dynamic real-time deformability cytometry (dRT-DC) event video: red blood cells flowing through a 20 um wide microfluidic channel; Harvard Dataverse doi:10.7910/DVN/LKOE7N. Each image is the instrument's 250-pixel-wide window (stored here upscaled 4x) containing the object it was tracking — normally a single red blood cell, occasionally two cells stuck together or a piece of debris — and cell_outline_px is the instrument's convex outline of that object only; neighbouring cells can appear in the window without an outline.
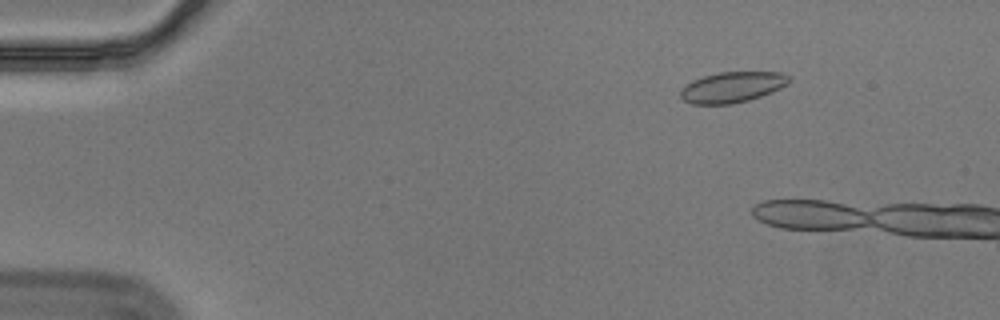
{"species": "Egyptian fruit bat (a non-hibernating species)", "species_latin": "Rousettus aegyptiacus", "temperature_condition": "cold", "stored_images_in_passage": 12, "camera_frame_rate_fps": 3000, "um_per_image_px": 0.085, "animal": {"sex": "male"}, "frame": {"image": 1, "passage_image": 9, "time_ms": 2.667, "image_size_px": [1000, 320], "cell_outline_px": [[792, 80], [788, 84], [772, 92], [748, 100], [732, 104], [692, 104], [684, 100], [680, 96], [680, 88], [684, 84], [692, 80], [704, 76], [720, 72], [780, 72], [792, 76]], "centroid_in_image_um": [62.25, 7.4], "position_along_channel_um": 22.8, "area_um2": 19.59}}